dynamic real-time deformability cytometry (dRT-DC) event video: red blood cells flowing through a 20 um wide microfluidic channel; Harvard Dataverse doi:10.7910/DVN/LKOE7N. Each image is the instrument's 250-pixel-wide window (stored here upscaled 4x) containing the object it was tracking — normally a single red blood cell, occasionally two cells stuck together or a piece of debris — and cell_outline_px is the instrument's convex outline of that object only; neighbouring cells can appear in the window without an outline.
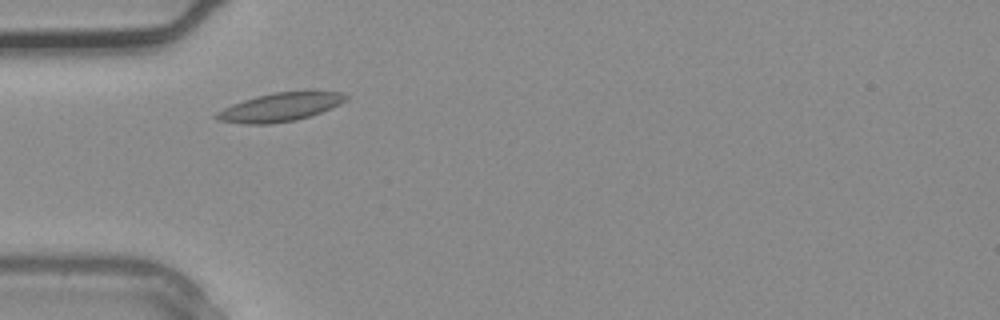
{"species": "common noctule bat (a hibernating species)", "species_latin": "Nyctalus noctula", "temperature_condition": "warm", "stored_images_in_passage": 1, "camera_frame_rate_fps": 3000, "um_per_image_px": 0.085, "animal": {"sex": "male", "body_mass_g": 20.4}, "frame": {"image": 1, "passage_image": 1, "time_ms": 0.0, "image_size_px": [1000, 320], "cell_outline_px": [[348, 100], [332, 108], [296, 120], [268, 124], [244, 124], [216, 120], [212, 116], [216, 112], [232, 104], [256, 96], [276, 92], [308, 88], [316, 88], [344, 92], [348, 96]], "centroid_in_image_um": [23.9, 9.05], "position_along_channel_um": 61.1, "area_um2": 22.43}}